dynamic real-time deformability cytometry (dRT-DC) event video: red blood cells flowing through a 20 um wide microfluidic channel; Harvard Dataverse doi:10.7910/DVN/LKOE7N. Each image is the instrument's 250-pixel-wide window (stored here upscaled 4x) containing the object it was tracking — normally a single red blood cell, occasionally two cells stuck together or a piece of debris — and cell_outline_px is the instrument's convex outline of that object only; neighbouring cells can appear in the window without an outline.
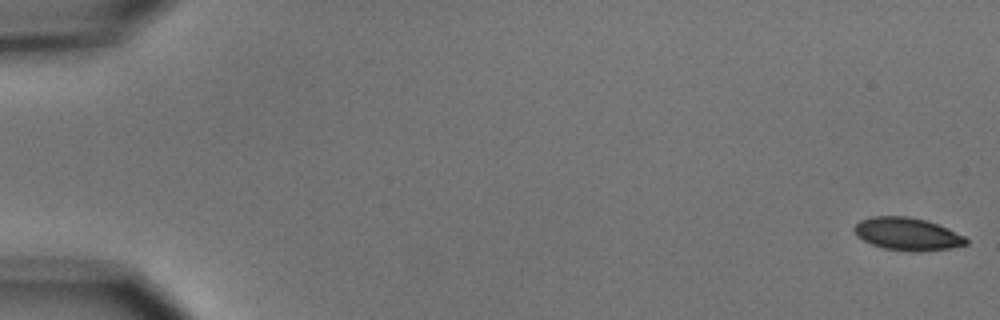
{"species": "common noctule bat (a hibernating species)", "species_latin": "Nyctalus noctula", "temperature_condition": "cold", "stored_images_in_passage": 6, "camera_frame_rate_fps": 3000, "um_per_image_px": 0.085, "animal": {"sex": "male", "body_mass_g": 15.6}, "frame": {"image": 1, "passage_image": 1, "time_ms": 0.0, "image_size_px": [1000, 320], "cell_outline_px": [[968, 244], [952, 248], [920, 252], [908, 252], [884, 248], [872, 244], [856, 236], [852, 228], [860, 220], [872, 216], [908, 216], [924, 220], [948, 228], [964, 236], [968, 240]], "centroid_in_image_um": [77.12, 19.9], "position_along_channel_um": 7.9, "area_um2": 21.44}}
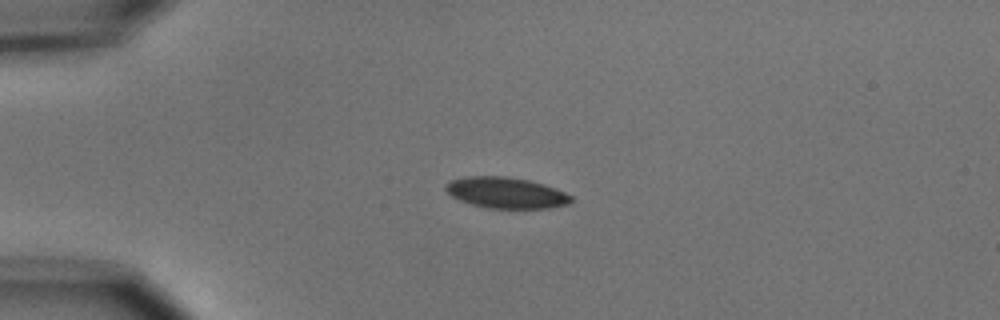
{"frame": {"image": 2, "passage_image": 4, "time_ms": 4.333, "image_size_px": [1000, 320], "cell_outline_px": [[572, 200], [568, 204], [548, 208], [488, 208], [472, 204], [460, 200], [452, 196], [444, 188], [444, 184], [452, 180], [468, 176], [508, 176], [528, 180], [544, 184], [556, 188], [572, 196]], "centroid_in_image_um": [43.02, 16.38], "position_along_channel_um": 42.0, "area_um2": 22.6}}
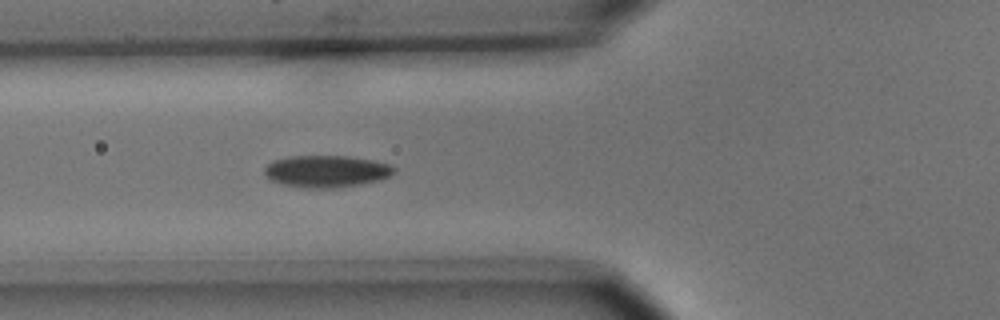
{"frame": {"image": 3, "passage_image": 6, "time_ms": 6.667, "image_size_px": [1000, 320], "cell_outline_px": [[396, 172], [380, 180], [336, 188], [304, 188], [284, 184], [268, 180], [264, 176], [264, 168], [272, 160], [288, 156], [348, 156], [372, 160], [392, 164], [396, 168]], "centroid_in_image_um": [27.72, 14.56], "position_along_channel_um": 98.1, "area_um2": 24.39}}